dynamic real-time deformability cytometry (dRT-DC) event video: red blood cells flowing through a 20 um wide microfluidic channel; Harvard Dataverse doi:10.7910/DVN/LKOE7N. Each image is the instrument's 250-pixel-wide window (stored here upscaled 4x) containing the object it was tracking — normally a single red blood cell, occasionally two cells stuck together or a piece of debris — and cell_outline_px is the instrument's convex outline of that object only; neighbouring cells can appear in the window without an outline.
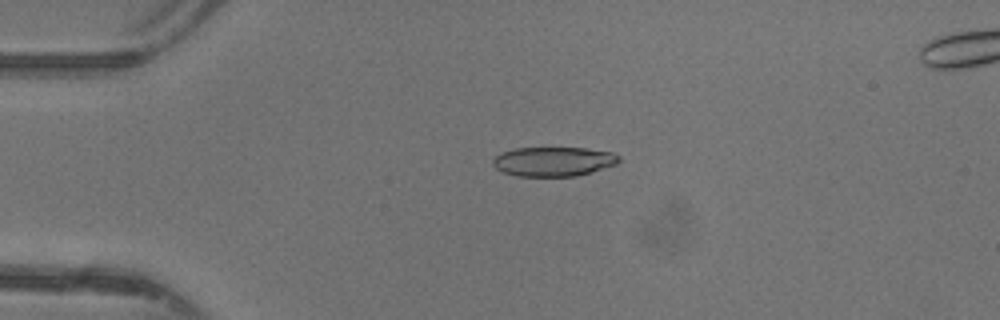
{"species": "common noctule bat (a hibernating species)", "species_latin": "Nyctalus noctula", "temperature_condition": "warm", "stored_images_in_passage": 37, "camera_frame_rate_fps": 3000, "um_per_image_px": 0.085, "animal": {"sex": "female"}, "frame": {"image": 1, "passage_image": 1, "time_ms": 0.0, "image_size_px": [1000, 320], "cell_outline_px": [[620, 160], [616, 164], [576, 176], [516, 176], [504, 172], [496, 168], [492, 164], [492, 160], [500, 152], [516, 148], [584, 148], [612, 152], [620, 156]], "centroid_in_image_um": [47.02, 13.72], "position_along_channel_um": 38.0, "area_um2": 21.5}}
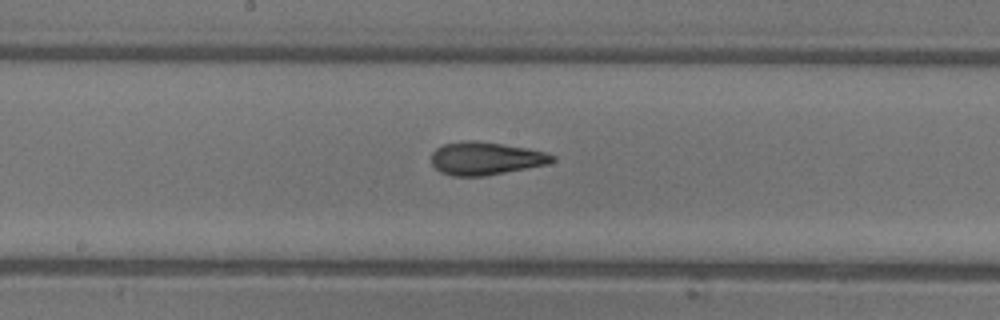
{"frame": {"image": 2, "passage_image": 15, "time_ms": 4.667, "image_size_px": [1000, 320], "cell_outline_px": [[556, 160], [548, 164], [484, 176], [452, 176], [440, 172], [432, 164], [432, 152], [436, 148], [444, 144], [464, 140], [476, 140], [528, 148], [548, 152], [556, 156]], "centroid_in_image_um": [41.3, 13.46], "position_along_channel_um": 206.9, "area_um2": 23.35}}
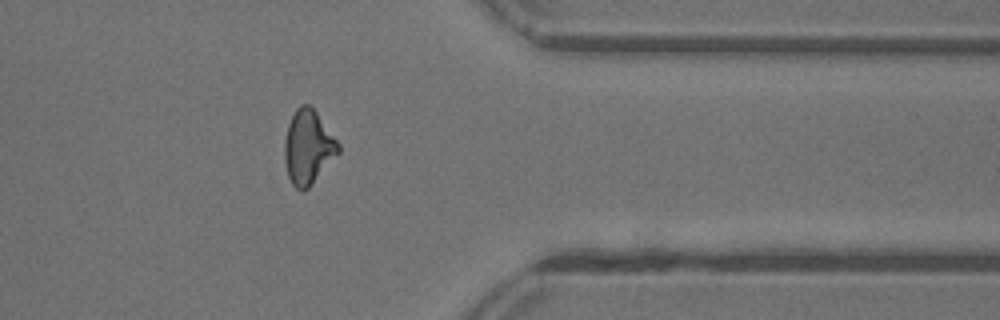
{"frame": {"image": 3, "passage_image": 28, "time_ms": 9.0, "image_size_px": [1000, 320], "cell_outline_px": [[340, 152], [308, 188], [296, 188], [292, 184], [288, 176], [284, 160], [284, 140], [288, 124], [296, 108], [300, 104], [308, 104], [316, 112], [340, 144]], "centroid_in_image_um": [26.18, 12.49], "position_along_channel_um": 385.2, "area_um2": 23.0}, "authors_computed_cell_mechanics": {"area_um2": 22.6576, "velocity_mm_per_s": 4.4057, "shape_relaxation_time_tau1_ms": 4.8396, "shape_relaxation_time_tau2_ms": 1.6053, "deformation_change_tau1": 0.178, "deformation_change_tau2": 0.0866}}